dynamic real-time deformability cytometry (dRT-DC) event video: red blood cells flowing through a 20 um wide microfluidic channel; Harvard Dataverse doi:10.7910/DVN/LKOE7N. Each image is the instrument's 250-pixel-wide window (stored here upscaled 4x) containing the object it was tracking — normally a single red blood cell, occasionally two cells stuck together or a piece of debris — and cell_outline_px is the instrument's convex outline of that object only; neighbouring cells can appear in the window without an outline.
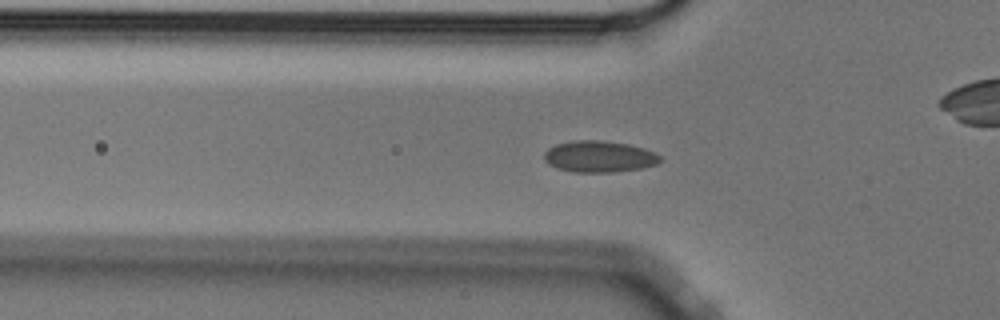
{"species": "Egyptian fruit bat (a non-hibernating species)", "species_latin": "Rousettus aegyptiacus", "temperature_condition": "cold", "stored_images_in_passage": 57, "camera_frame_rate_fps": 3000, "um_per_image_px": 0.085, "animal": {"sex": "male"}, "frame": {"image": 1, "passage_image": 18, "time_ms": 5.667, "image_size_px": [1000, 320], "cell_outline_px": [[664, 160], [656, 164], [640, 168], [612, 172], [572, 172], [556, 168], [548, 164], [544, 160], [544, 152], [548, 148], [556, 144], [572, 140], [600, 140], [628, 144], [644, 148], [656, 152]], "centroid_in_image_um": [50.92, 13.3], "position_along_channel_um": 74.9, "area_um2": 21.44}}
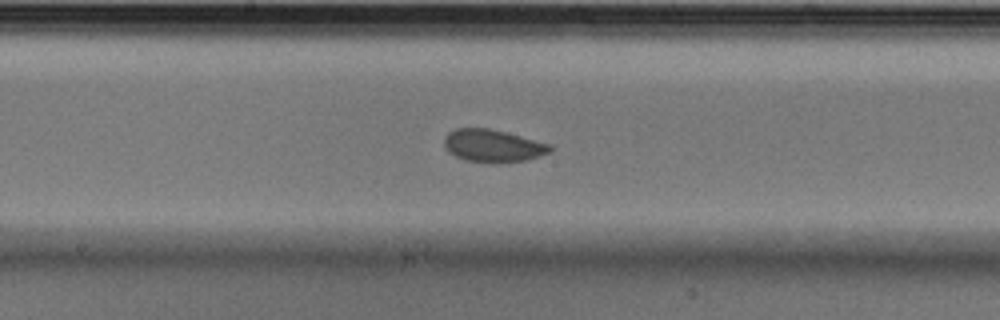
{"frame": {"image": 2, "passage_image": 29, "time_ms": 9.333, "image_size_px": [1000, 320], "cell_outline_px": [[552, 152], [528, 160], [492, 164], [464, 160], [448, 152], [444, 148], [444, 136], [448, 132], [456, 128], [488, 128], [552, 144]], "centroid_in_image_um": [41.89, 12.41], "position_along_channel_um": 206.3, "area_um2": 20.46}}
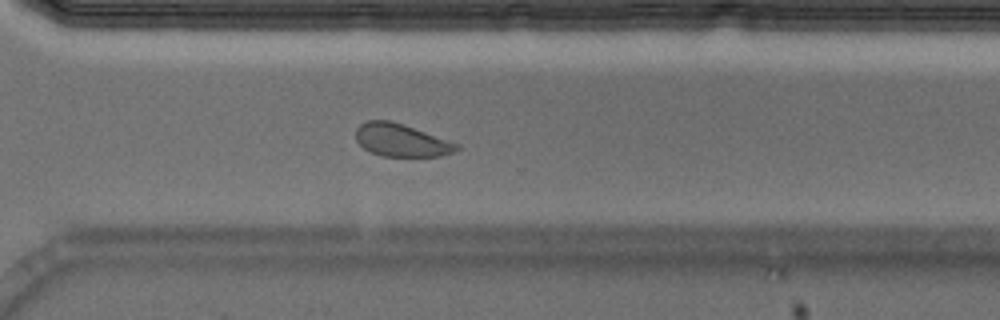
{"frame": {"image": 3, "passage_image": 40, "time_ms": 13.0, "image_size_px": [1000, 320], "cell_outline_px": [[460, 148], [452, 152], [440, 156], [380, 156], [364, 148], [356, 140], [356, 128], [360, 124], [368, 120], [392, 120], [404, 124], [460, 144]], "centroid_in_image_um": [34.1, 11.91], "position_along_channel_um": 336.5, "area_um2": 19.25}, "authors_computed_cell_mechanics": {"area_um2": 20.3456, "velocity_mm_per_s": 3.5643, "shape_relaxation_time_tau1_ms": 7.3805, "shape_relaxation_time_tau2_ms": null, "deformation_change_tau1": 0.1109, "deformation_change_tau2": null}}